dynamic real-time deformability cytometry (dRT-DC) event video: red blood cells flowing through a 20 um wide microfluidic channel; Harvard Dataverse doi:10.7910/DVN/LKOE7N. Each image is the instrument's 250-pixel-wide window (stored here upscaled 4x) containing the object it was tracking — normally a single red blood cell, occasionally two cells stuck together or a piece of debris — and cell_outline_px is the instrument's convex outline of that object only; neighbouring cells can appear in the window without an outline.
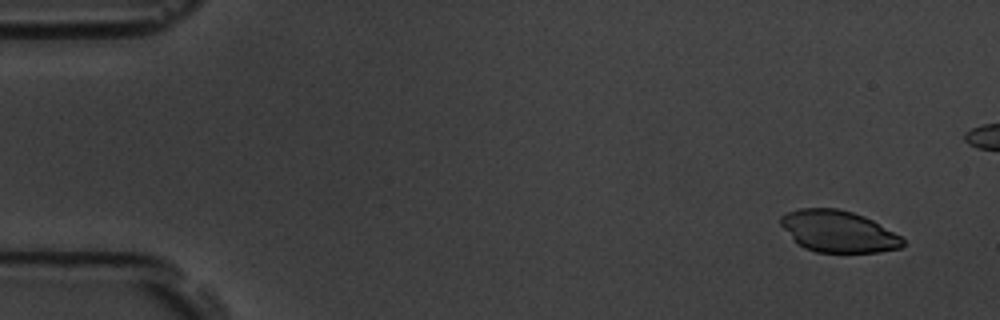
{"species": "common noctule bat (a hibernating species)", "species_latin": "Nyctalus noctula", "temperature_condition": "room temperature", "stored_images_in_passage": 5, "camera_frame_rate_fps": 3000, "um_per_image_px": 0.085, "animal": {"sex": "male", "body_mass_g": 19.5, "forearm_length_mm": 54.6}, "frame": {"image": 1, "passage_image": 1, "time_ms": 0.0, "image_size_px": [1000, 320], "cell_outline_px": [[904, 244], [900, 248], [880, 252], [816, 252], [804, 248], [796, 244], [780, 224], [780, 216], [788, 212], [800, 208], [836, 208], [852, 212], [864, 216], [872, 220], [900, 236], [904, 240]], "centroid_in_image_um": [71.22, 19.67], "position_along_channel_um": 13.8, "area_um2": 29.59}}